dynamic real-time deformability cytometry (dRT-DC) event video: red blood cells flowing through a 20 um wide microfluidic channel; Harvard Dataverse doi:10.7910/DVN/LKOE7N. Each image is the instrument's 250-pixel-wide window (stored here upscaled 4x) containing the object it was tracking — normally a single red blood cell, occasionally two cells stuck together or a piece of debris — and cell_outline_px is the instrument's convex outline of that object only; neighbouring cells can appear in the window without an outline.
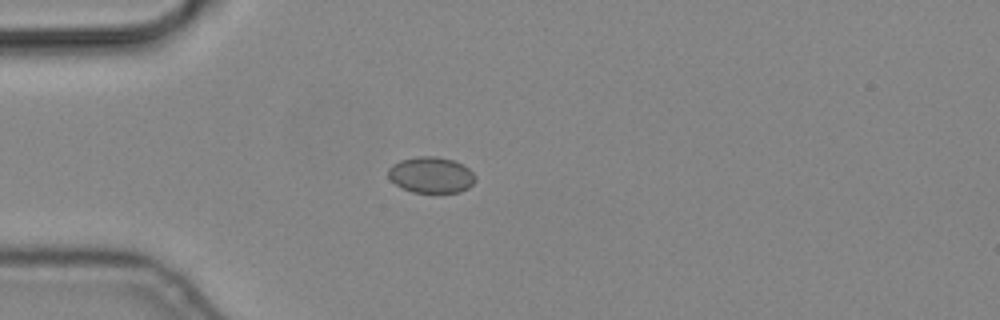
{"species": "common noctule bat (a hibernating species)", "species_latin": "Nyctalus noctula", "temperature_condition": "cold", "stored_images_in_passage": 3, "camera_frame_rate_fps": 3000, "um_per_image_px": 0.085, "animal": {"sex": "male", "body_mass_g": 19.2, "forearm_length_mm": 51.8}, "frame": {"image": 1, "passage_image": 1, "time_ms": 0.0, "image_size_px": [1000, 320], "cell_outline_px": [[476, 180], [468, 188], [460, 192], [412, 192], [396, 184], [388, 176], [388, 168], [392, 164], [400, 160], [416, 156], [436, 156], [452, 160], [468, 168], [476, 176]], "centroid_in_image_um": [36.64, 14.86], "position_along_channel_um": 48.4, "area_um2": 18.21}}
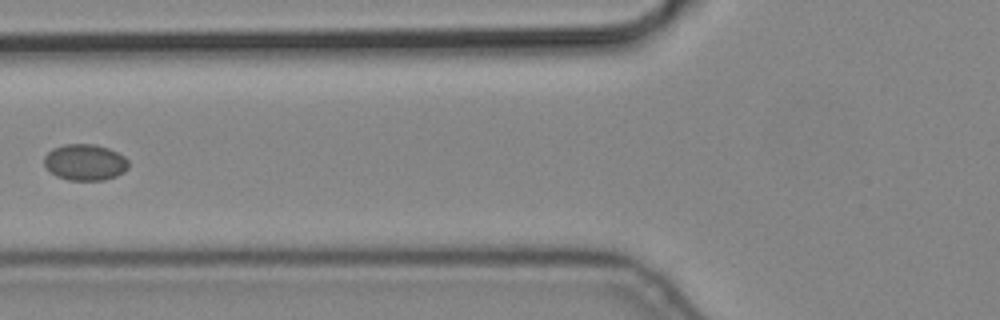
{"frame": {"image": 2, "passage_image": 3, "time_ms": 0.667, "image_size_px": [1000, 320], "cell_outline_px": [[128, 168], [124, 172], [116, 176], [104, 180], [68, 180], [56, 176], [44, 164], [44, 156], [52, 148], [64, 144], [96, 144], [108, 148], [124, 156], [128, 160]], "centroid_in_image_um": [7.23, 13.79], "position_along_channel_um": 118.6, "area_um2": 17.86}}